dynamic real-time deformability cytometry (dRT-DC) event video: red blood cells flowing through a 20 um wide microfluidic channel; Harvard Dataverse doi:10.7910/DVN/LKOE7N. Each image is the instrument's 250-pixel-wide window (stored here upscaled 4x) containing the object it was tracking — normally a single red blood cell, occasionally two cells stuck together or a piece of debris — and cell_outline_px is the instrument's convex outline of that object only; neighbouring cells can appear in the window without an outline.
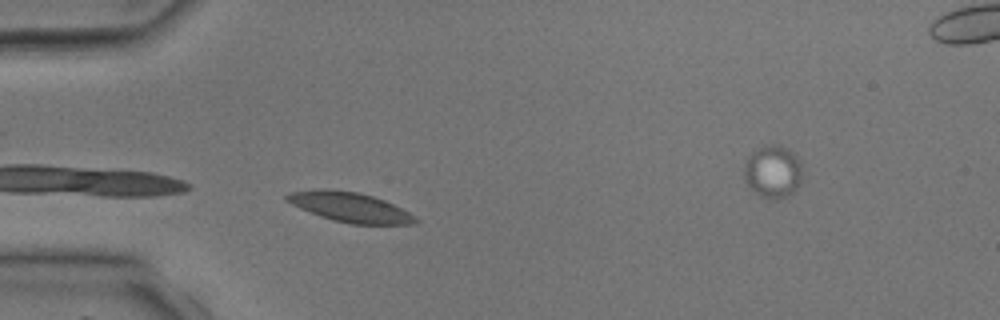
{"species": "common noctule bat (a hibernating species)", "species_latin": "Nyctalus noctula", "temperature_condition": "room temperature", "stored_images_in_passage": 24, "camera_frame_rate_fps": 3000, "um_per_image_px": 0.085, "animal": {"sex": "male", "body_mass_g": 17.9, "forearm_length_mm": 54.2}, "frame": {"image": 1, "passage_image": 1, "time_ms": 0.0, "image_size_px": [1000, 320], "cell_outline_px": [[420, 220], [416, 224], [352, 224], [332, 220], [320, 216], [300, 208], [284, 200], [284, 196], [292, 192], [316, 188], [328, 188], [356, 192], [372, 196], [384, 200], [408, 212]], "centroid_in_image_um": [29.72, 17.6], "position_along_channel_um": 55.3, "area_um2": 22.25}}
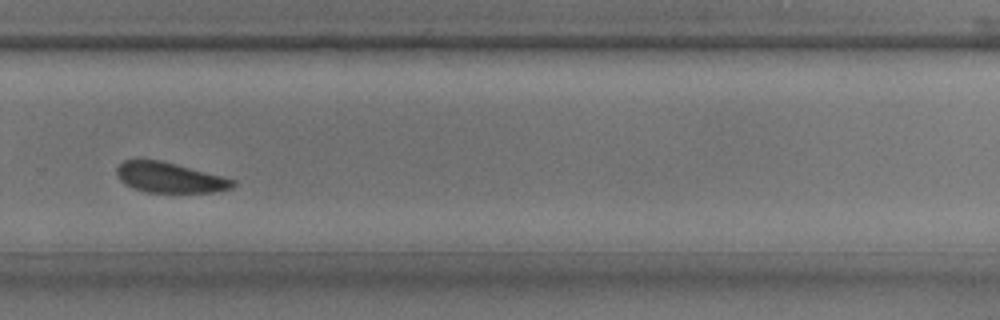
{"frame": {"image": 2, "passage_image": 17, "time_ms": 5.333, "image_size_px": [1000, 320], "cell_outline_px": [[236, 184], [232, 188], [212, 192], [148, 192], [132, 188], [124, 184], [120, 180], [116, 172], [116, 168], [124, 160], [160, 160], [176, 164], [236, 180]], "centroid_in_image_um": [14.41, 15.1], "position_along_channel_um": 315.4, "area_um2": 20.29}}